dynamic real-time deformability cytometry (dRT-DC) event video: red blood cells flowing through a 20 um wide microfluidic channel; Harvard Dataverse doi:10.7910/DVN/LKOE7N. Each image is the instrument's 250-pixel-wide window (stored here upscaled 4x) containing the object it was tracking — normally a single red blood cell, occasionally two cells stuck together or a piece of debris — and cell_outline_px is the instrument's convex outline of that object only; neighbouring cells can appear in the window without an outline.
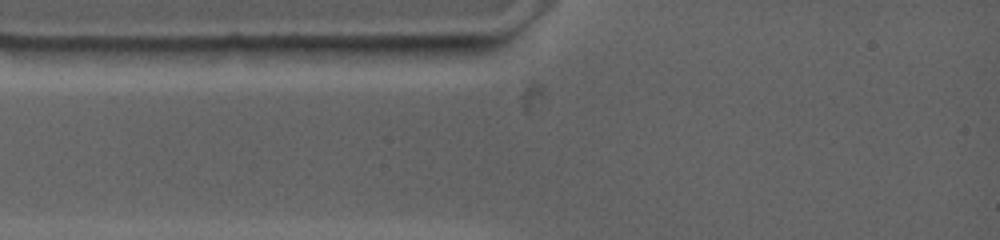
{"species": "common noctule bat (a hibernating species)", "species_latin": "Nyctalus noctula", "temperature_condition": "warm", "stored_images_in_passage": 2, "camera_frame_rate_fps": 4500, "um_per_image_px": 0.085, "animal": {"sex": "female", "body_mass_g": 19.0, "forearm_length_mm": 53.3}, "frame": {"image": 1, "passage_image": 1, "time_ms": 0.0, "image_size_px": [1000, 240], "cell_outline_px": [[472, 48], [436, 56], [356, 64], [332, 48], [332, 44], [468, 44]], "centroid_in_image_um": [33.51, 4.37], "position_along_channel_um": 51.5, "area_um2": 13.35}}